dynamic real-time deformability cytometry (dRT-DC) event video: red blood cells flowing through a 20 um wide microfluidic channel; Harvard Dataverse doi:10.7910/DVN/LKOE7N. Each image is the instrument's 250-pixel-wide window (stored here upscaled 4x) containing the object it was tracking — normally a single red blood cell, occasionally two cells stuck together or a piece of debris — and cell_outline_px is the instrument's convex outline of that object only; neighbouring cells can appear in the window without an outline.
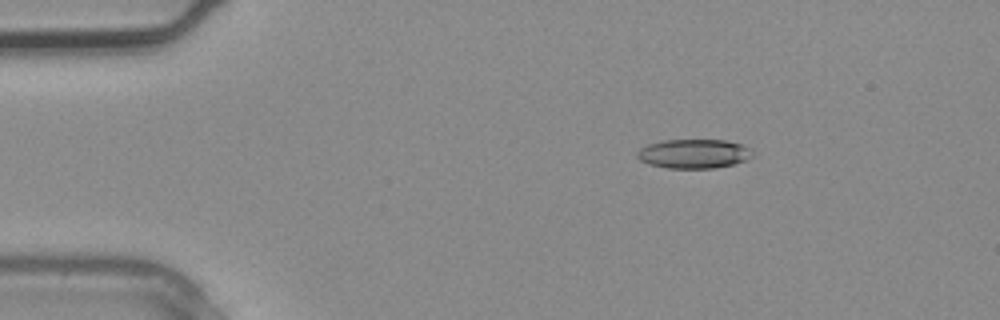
{"species": "common noctule bat (a hibernating species)", "species_latin": "Nyctalus noctula", "temperature_condition": "warm", "stored_images_in_passage": 2, "segment_of_instrument_passage": [2, 2], "camera_frame_rate_fps": 3000, "um_per_image_px": 0.085, "animal": {"sex": "male", "body_mass_g": 20.4}, "frame": {"image": 1, "passage_image": 2, "time_ms": 0.333, "image_size_px": [1000, 320], "cell_outline_px": [[752, 156], [744, 160], [732, 164], [716, 168], [668, 168], [648, 164], [640, 160], [636, 156], [636, 152], [640, 148], [648, 144], [664, 140], [728, 140], [744, 144], [752, 152]], "centroid_in_image_um": [58.95, 13.06], "position_along_channel_um": 26.1, "area_um2": 19.65}}